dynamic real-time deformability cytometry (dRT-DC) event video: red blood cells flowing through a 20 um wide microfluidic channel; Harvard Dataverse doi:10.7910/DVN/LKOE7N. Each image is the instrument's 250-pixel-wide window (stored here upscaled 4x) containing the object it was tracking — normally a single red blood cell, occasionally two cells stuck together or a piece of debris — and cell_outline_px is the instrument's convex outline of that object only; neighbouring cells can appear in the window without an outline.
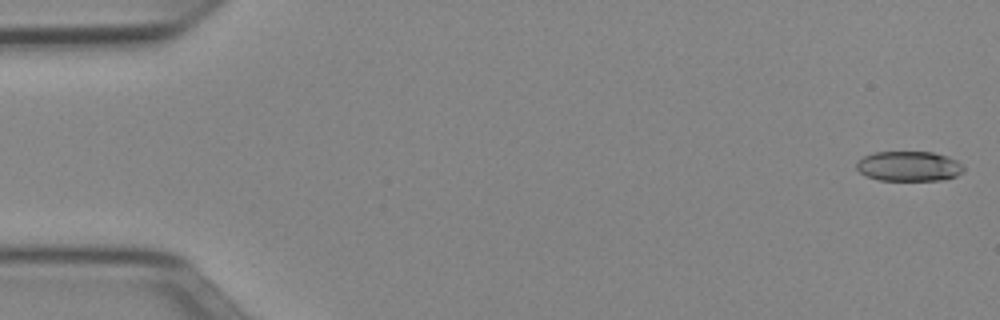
{"species": "Egyptian fruit bat (a non-hibernating species)", "species_latin": "Rousettus aegyptiacus", "temperature_condition": "cold", "stored_images_in_passage": 48, "camera_frame_rate_fps": 3000, "um_per_image_px": 0.085, "animal": {"sex": "female"}, "frame": {"image": 1, "passage_image": 1, "time_ms": 0.0, "image_size_px": [1000, 320], "cell_outline_px": [[964, 172], [956, 176], [944, 180], [880, 180], [868, 176], [860, 172], [856, 168], [856, 164], [864, 156], [872, 152], [932, 152], [948, 156], [964, 164]], "centroid_in_image_um": [77.31, 14.12], "position_along_channel_um": 7.7, "area_um2": 18.79}}
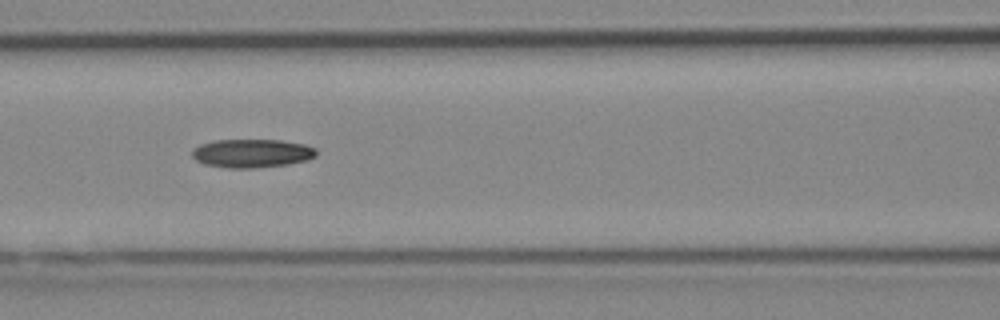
{"frame": {"image": 2, "passage_image": 22, "time_ms": 7.0, "image_size_px": [1000, 320], "cell_outline_px": [[316, 156], [308, 160], [288, 164], [256, 168], [228, 168], [204, 164], [196, 160], [192, 156], [192, 148], [200, 144], [216, 140], [280, 140], [304, 144], [316, 148]], "centroid_in_image_um": [21.4, 13.03], "position_along_channel_um": 145.2, "area_um2": 20.75}}
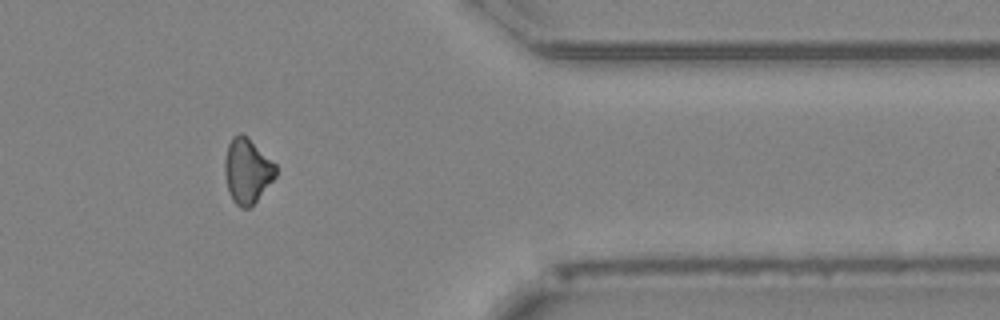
{"frame": {"image": 3, "passage_image": 42, "time_ms": 13.667, "image_size_px": [1000, 320], "cell_outline_px": [[276, 176], [256, 200], [248, 208], [240, 208], [232, 200], [228, 192], [224, 176], [224, 160], [228, 144], [232, 136], [240, 132], [248, 136], [276, 164]], "centroid_in_image_um": [20.98, 14.49], "position_along_channel_um": 390.4, "area_um2": 19.48}}